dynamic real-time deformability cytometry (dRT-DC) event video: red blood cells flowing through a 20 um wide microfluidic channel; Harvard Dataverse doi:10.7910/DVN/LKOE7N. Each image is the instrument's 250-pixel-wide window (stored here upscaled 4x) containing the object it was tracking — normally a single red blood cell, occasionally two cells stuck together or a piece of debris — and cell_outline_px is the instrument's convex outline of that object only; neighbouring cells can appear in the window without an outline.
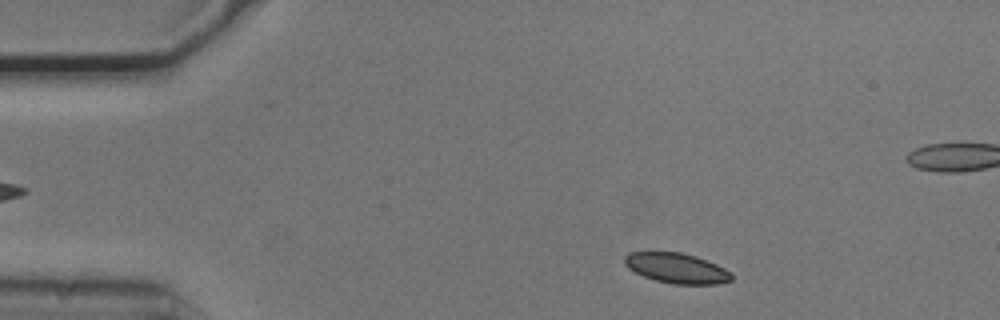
{"species": "common noctule bat (a hibernating species)", "species_latin": "Nyctalus noctula", "temperature_condition": "cold", "stored_images_in_passage": 50, "segment_of_instrument_passage": [1, 2], "camera_frame_rate_fps": 3000, "um_per_image_px": 0.085, "animal": {"sex": "male", "body_mass_g": 20.5, "forearm_length_mm": 52.5}, "frame": {"image": 1, "passage_image": 4, "time_ms": 1.0, "image_size_px": [1000, 320], "cell_outline_px": [[732, 280], [716, 284], [672, 284], [656, 280], [644, 276], [628, 268], [624, 264], [624, 256], [628, 252], [680, 252], [696, 256], [716, 264], [732, 272]], "centroid_in_image_um": [57.51, 22.79], "position_along_channel_um": 27.5, "area_um2": 18.79}}
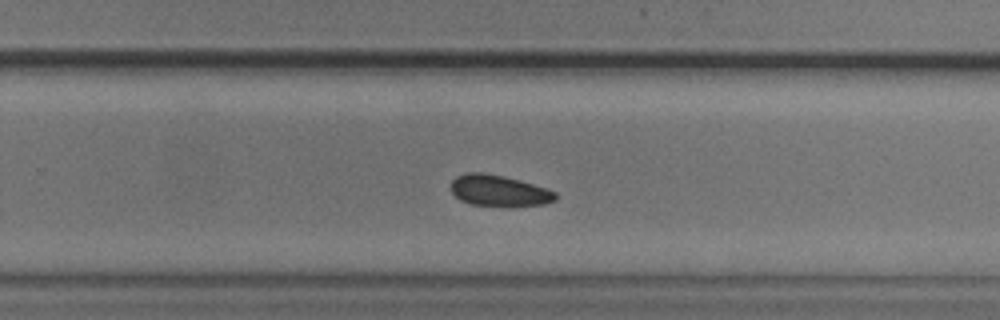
{"frame": {"image": 2, "passage_image": 30, "time_ms": 9.667, "image_size_px": [1000, 320], "cell_outline_px": [[556, 200], [544, 204], [512, 208], [508, 208], [472, 204], [460, 200], [452, 192], [452, 180], [456, 176], [468, 172], [484, 172], [504, 176], [532, 184], [556, 192]], "centroid_in_image_um": [42.42, 16.24], "position_along_channel_um": 287.4, "area_um2": 19.31}}
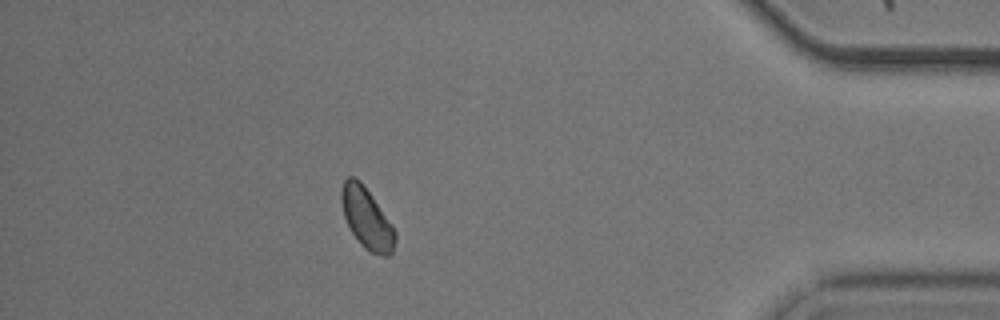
{"frame": {"image": 3, "passage_image": 43, "time_ms": 14.0, "image_size_px": [1000, 320], "cell_outline_px": [[396, 240], [392, 252], [388, 256], [380, 256], [368, 252], [360, 244], [352, 232], [344, 216], [340, 200], [340, 192], [344, 180], [348, 176], [352, 176], [360, 180], [392, 224], [396, 232]], "centroid_in_image_um": [31.17, 18.57], "position_along_channel_um": 404.0, "area_um2": 19.13}}